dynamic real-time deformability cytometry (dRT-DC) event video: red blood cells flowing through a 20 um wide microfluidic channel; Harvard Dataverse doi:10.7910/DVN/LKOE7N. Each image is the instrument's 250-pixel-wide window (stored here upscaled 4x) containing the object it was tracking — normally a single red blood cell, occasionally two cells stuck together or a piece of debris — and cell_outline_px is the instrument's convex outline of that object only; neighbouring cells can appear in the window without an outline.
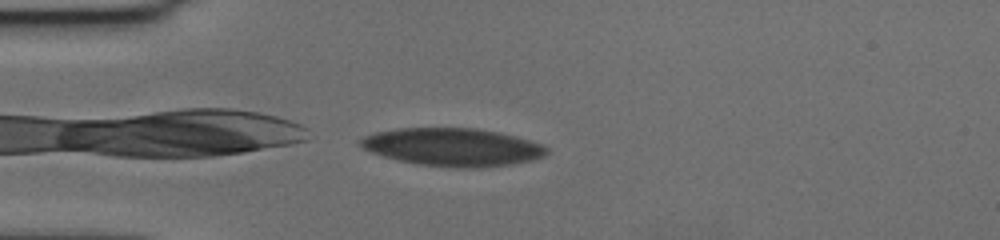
{"species": "human", "species_latin": "Homo sapiens", "temperature_condition": "cold", "stored_images_in_passage": 5, "camera_frame_rate_fps": 3000, "um_per_image_px": 0.085, "donor": {"sex": "female"}, "frame": {"image": 1, "passage_image": 5, "time_ms": 1.333, "image_size_px": [1000, 240], "cell_outline_px": [[548, 152], [544, 156], [532, 160], [512, 164], [480, 168], [456, 168], [416, 164], [396, 160], [372, 152], [356, 144], [356, 140], [364, 136], [376, 132], [400, 128], [476, 128], [496, 132], [544, 144], [548, 148]], "centroid_in_image_um": [38.45, 12.51], "position_along_channel_um": 46.6, "area_um2": 41.33}}